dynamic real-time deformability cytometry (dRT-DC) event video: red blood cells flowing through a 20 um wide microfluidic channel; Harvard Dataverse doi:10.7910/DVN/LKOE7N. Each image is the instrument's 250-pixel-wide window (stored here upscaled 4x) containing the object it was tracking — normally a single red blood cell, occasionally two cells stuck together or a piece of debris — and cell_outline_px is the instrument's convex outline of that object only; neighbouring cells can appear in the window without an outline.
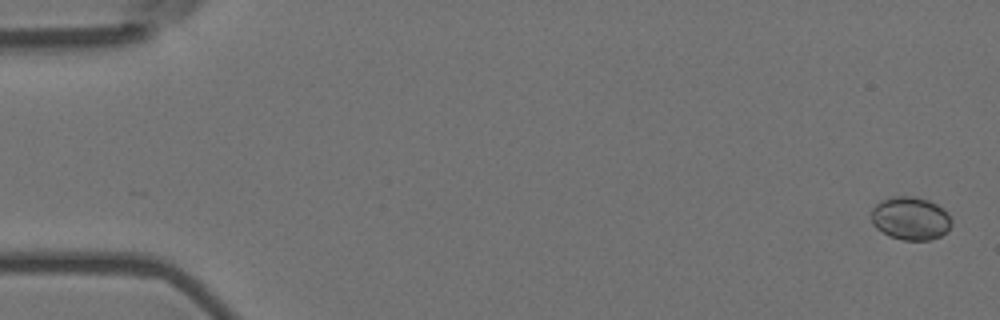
{"species": "Egyptian fruit bat (a non-hibernating species)", "species_latin": "Rousettus aegyptiacus", "temperature_condition": "room temperature", "stored_images_in_passage": 5, "camera_frame_rate_fps": 3000, "um_per_image_px": 0.085, "animal": {"sex": "female"}, "frame": {"image": 1, "passage_image": 1, "time_ms": 0.0, "image_size_px": [1000, 320], "cell_outline_px": [[952, 224], [940, 236], [928, 240], [904, 240], [888, 236], [876, 228], [872, 224], [872, 208], [880, 200], [892, 196], [916, 196], [928, 200], [944, 208], [948, 212], [952, 220]], "centroid_in_image_um": [77.38, 18.55], "position_along_channel_um": 7.6, "area_um2": 20.35}}
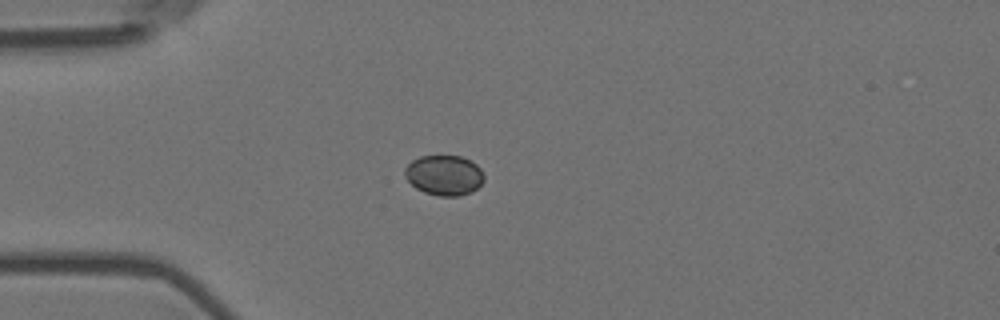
{"frame": {"image": 2, "passage_image": 5, "time_ms": 1.333, "image_size_px": [1000, 320], "cell_outline_px": [[484, 180], [472, 192], [460, 196], [440, 196], [424, 192], [416, 188], [404, 176], [404, 168], [412, 160], [420, 156], [460, 156], [476, 164], [480, 168], [484, 176]], "centroid_in_image_um": [37.74, 14.9], "position_along_channel_um": 47.3, "area_um2": 18.5}}